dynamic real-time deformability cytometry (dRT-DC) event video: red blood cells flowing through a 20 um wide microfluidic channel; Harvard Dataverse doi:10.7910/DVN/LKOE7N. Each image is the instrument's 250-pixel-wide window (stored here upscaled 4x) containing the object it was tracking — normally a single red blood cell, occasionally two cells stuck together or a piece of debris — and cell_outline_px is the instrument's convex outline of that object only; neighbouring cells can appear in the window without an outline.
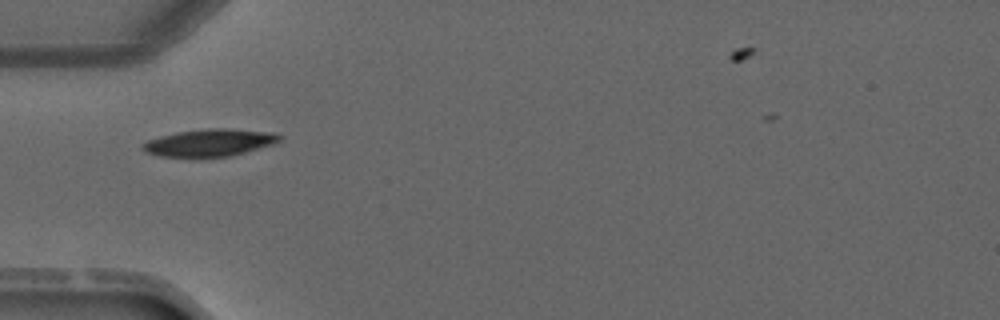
{"species": "common noctule bat (a hibernating species)", "species_latin": "Nyctalus noctula", "temperature_condition": "warm", "stored_images_in_passage": 5, "camera_frame_rate_fps": 3000, "um_per_image_px": 0.085, "animal": {"sex": "male", "forearm_length_mm": 52.5}, "frame": {"image": 1, "passage_image": 5, "time_ms": 5.0, "image_size_px": [1000, 320], "cell_outline_px": [[284, 136], [280, 140], [272, 144], [244, 152], [228, 156], [200, 160], [192, 160], [160, 156], [144, 152], [140, 148], [140, 144], [148, 140], [160, 136], [176, 132], [208, 128], [228, 128], [276, 132]], "centroid_in_image_um": [17.75, 12.16], "position_along_channel_um": 67.3, "area_um2": 22.77}}